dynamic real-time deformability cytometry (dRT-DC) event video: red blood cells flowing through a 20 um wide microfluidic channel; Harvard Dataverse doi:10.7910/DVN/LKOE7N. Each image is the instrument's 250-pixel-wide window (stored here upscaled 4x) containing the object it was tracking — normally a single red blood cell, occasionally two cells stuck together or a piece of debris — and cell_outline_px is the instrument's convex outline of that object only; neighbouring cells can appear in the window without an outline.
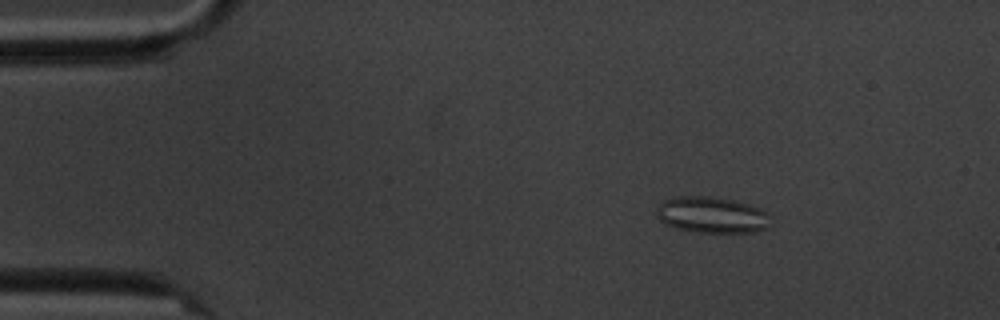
{"species": "common noctule bat (a hibernating species)", "species_latin": "Nyctalus noctula", "temperature_condition": "cold", "stored_images_in_passage": 4, "camera_frame_rate_fps": 3000, "um_per_image_px": 0.085, "animal": {"sex": "male", "body_mass_g": 20.1, "forearm_length_mm": 53.5}, "frame": {"image": 1, "passage_image": 2, "time_ms": 1.0, "image_size_px": [1000, 320], "cell_outline_px": [[772, 224], [768, 228], [756, 232], [696, 232], [676, 228], [664, 224], [656, 216], [656, 208], [664, 200], [680, 196], [712, 196], [732, 200], [748, 204], [760, 208], [768, 212]], "centroid_in_image_um": [60.53, 18.27], "position_along_channel_um": 24.5, "area_um2": 24.33}}
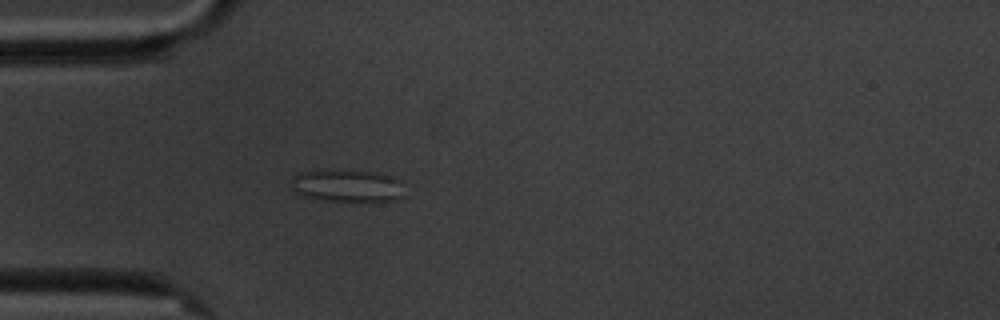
{"frame": {"image": 2, "passage_image": 4, "time_ms": 3.667, "image_size_px": [1000, 320], "cell_outline_px": [[404, 196], [392, 200], [324, 200], [300, 196], [292, 188], [292, 176], [296, 172], [372, 172], [396, 180]], "centroid_in_image_um": [29.39, 15.82], "position_along_channel_um": 55.6, "area_um2": 20.0}}